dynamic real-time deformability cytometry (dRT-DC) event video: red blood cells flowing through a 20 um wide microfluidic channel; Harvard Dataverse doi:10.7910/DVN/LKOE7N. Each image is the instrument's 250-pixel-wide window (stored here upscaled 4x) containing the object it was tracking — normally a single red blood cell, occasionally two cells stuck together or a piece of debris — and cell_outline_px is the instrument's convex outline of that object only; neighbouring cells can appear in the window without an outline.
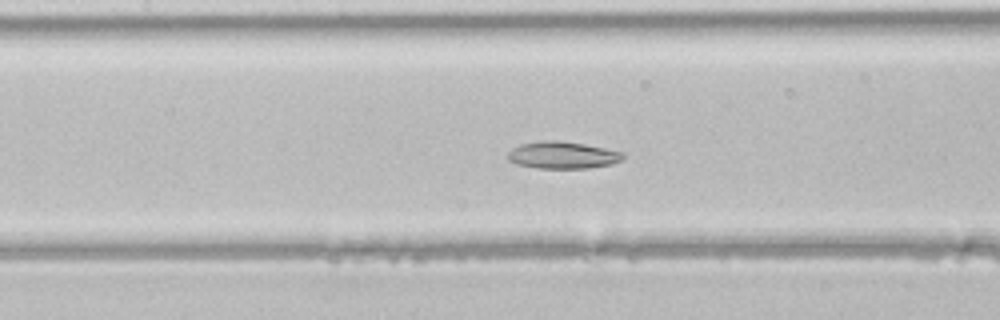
{"species": "common noctule bat (a hibernating species)", "species_latin": "Nyctalus noctula", "temperature_condition": "room temperature", "stored_images_in_passage": 48, "camera_frame_rate_fps": 3000, "um_per_image_px": 0.085, "animal": {"sex": "male", "body_mass_g": 21.5, "forearm_length_mm": 52.0}, "frame": {"image": 1, "passage_image": 21, "time_ms": 6.667, "image_size_px": [1000, 320], "cell_outline_px": [[624, 156], [620, 160], [612, 164], [588, 168], [536, 168], [516, 164], [508, 160], [508, 152], [512, 148], [520, 144], [540, 140], [556, 140], [584, 144], [624, 152]], "centroid_in_image_um": [47.79, 13.18], "position_along_channel_um": 159.6, "area_um2": 18.21}}
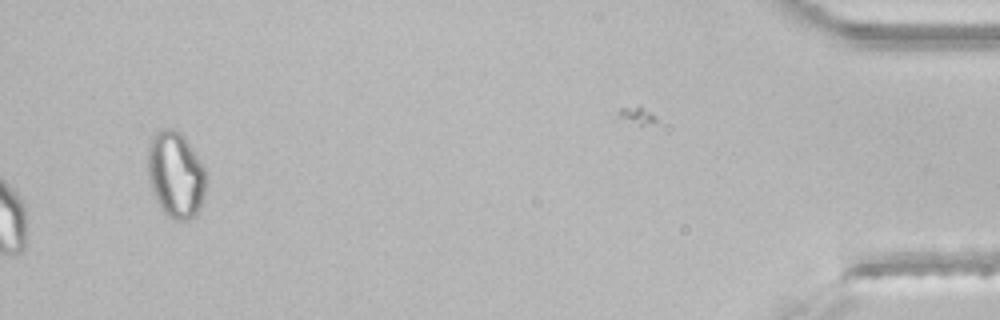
{"frame": {"image": 2, "passage_image": 48, "time_ms": 15.667, "image_size_px": [1000, 320], "cell_outline_px": [[204, 192], [200, 208], [196, 216], [188, 220], [176, 220], [168, 216], [160, 208], [152, 192], [148, 180], [148, 144], [152, 136], [160, 128], [168, 128], [180, 132], [184, 136], [204, 168]], "centroid_in_image_um": [14.89, 14.85], "position_along_channel_um": 420.3, "area_um2": 29.19}}